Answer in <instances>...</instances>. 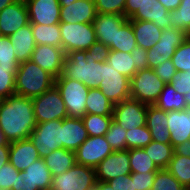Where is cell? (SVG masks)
Instances as JSON below:
<instances>
[{"label":"cell","mask_w":190,"mask_h":190,"mask_svg":"<svg viewBox=\"0 0 190 190\" xmlns=\"http://www.w3.org/2000/svg\"><path fill=\"white\" fill-rule=\"evenodd\" d=\"M33 100L11 95L0 102V130L8 143L29 138L36 127Z\"/></svg>","instance_id":"6da1fadb"},{"label":"cell","mask_w":190,"mask_h":190,"mask_svg":"<svg viewBox=\"0 0 190 190\" xmlns=\"http://www.w3.org/2000/svg\"><path fill=\"white\" fill-rule=\"evenodd\" d=\"M104 62H95L87 51L74 50L66 54L62 76L99 88L103 81Z\"/></svg>","instance_id":"7a4b0ae2"},{"label":"cell","mask_w":190,"mask_h":190,"mask_svg":"<svg viewBox=\"0 0 190 190\" xmlns=\"http://www.w3.org/2000/svg\"><path fill=\"white\" fill-rule=\"evenodd\" d=\"M55 85V78L31 60L21 62L15 74V94L34 98Z\"/></svg>","instance_id":"3957f363"},{"label":"cell","mask_w":190,"mask_h":190,"mask_svg":"<svg viewBox=\"0 0 190 190\" xmlns=\"http://www.w3.org/2000/svg\"><path fill=\"white\" fill-rule=\"evenodd\" d=\"M130 82V98L146 105L157 102L165 85L151 68L138 71Z\"/></svg>","instance_id":"277c9868"},{"label":"cell","mask_w":190,"mask_h":190,"mask_svg":"<svg viewBox=\"0 0 190 190\" xmlns=\"http://www.w3.org/2000/svg\"><path fill=\"white\" fill-rule=\"evenodd\" d=\"M55 86L61 93L68 117L82 118L86 114L85 101L89 88L82 82L62 75L55 79Z\"/></svg>","instance_id":"5b68a950"},{"label":"cell","mask_w":190,"mask_h":190,"mask_svg":"<svg viewBox=\"0 0 190 190\" xmlns=\"http://www.w3.org/2000/svg\"><path fill=\"white\" fill-rule=\"evenodd\" d=\"M95 169L75 163L52 178L50 190H89L96 185Z\"/></svg>","instance_id":"8992f818"},{"label":"cell","mask_w":190,"mask_h":190,"mask_svg":"<svg viewBox=\"0 0 190 190\" xmlns=\"http://www.w3.org/2000/svg\"><path fill=\"white\" fill-rule=\"evenodd\" d=\"M59 26L65 54L74 50L87 51L97 41L92 23L60 22Z\"/></svg>","instance_id":"52a82bcc"},{"label":"cell","mask_w":190,"mask_h":190,"mask_svg":"<svg viewBox=\"0 0 190 190\" xmlns=\"http://www.w3.org/2000/svg\"><path fill=\"white\" fill-rule=\"evenodd\" d=\"M34 115L37 123L51 120H62L68 117V112L60 91L54 85L48 91L32 98Z\"/></svg>","instance_id":"ba28073f"},{"label":"cell","mask_w":190,"mask_h":190,"mask_svg":"<svg viewBox=\"0 0 190 190\" xmlns=\"http://www.w3.org/2000/svg\"><path fill=\"white\" fill-rule=\"evenodd\" d=\"M29 139L35 145L41 158L62 148V120L37 123Z\"/></svg>","instance_id":"9c48e42d"},{"label":"cell","mask_w":190,"mask_h":190,"mask_svg":"<svg viewBox=\"0 0 190 190\" xmlns=\"http://www.w3.org/2000/svg\"><path fill=\"white\" fill-rule=\"evenodd\" d=\"M188 37L184 31L176 28H166L162 30L160 40L148 50V68L154 69L160 63L171 60L175 50Z\"/></svg>","instance_id":"30bf717a"},{"label":"cell","mask_w":190,"mask_h":190,"mask_svg":"<svg viewBox=\"0 0 190 190\" xmlns=\"http://www.w3.org/2000/svg\"><path fill=\"white\" fill-rule=\"evenodd\" d=\"M52 178L44 159L40 158L24 171H19L16 187L11 190H50Z\"/></svg>","instance_id":"8fae6325"},{"label":"cell","mask_w":190,"mask_h":190,"mask_svg":"<svg viewBox=\"0 0 190 190\" xmlns=\"http://www.w3.org/2000/svg\"><path fill=\"white\" fill-rule=\"evenodd\" d=\"M148 105L129 98L114 104L113 120L125 129H133L146 125Z\"/></svg>","instance_id":"7c38bea8"},{"label":"cell","mask_w":190,"mask_h":190,"mask_svg":"<svg viewBox=\"0 0 190 190\" xmlns=\"http://www.w3.org/2000/svg\"><path fill=\"white\" fill-rule=\"evenodd\" d=\"M112 152L105 136H88L75 151L76 163L95 169Z\"/></svg>","instance_id":"4fadbf2b"},{"label":"cell","mask_w":190,"mask_h":190,"mask_svg":"<svg viewBox=\"0 0 190 190\" xmlns=\"http://www.w3.org/2000/svg\"><path fill=\"white\" fill-rule=\"evenodd\" d=\"M130 79L104 62L103 81L99 89L113 103L117 104L130 98Z\"/></svg>","instance_id":"5bb4252c"},{"label":"cell","mask_w":190,"mask_h":190,"mask_svg":"<svg viewBox=\"0 0 190 190\" xmlns=\"http://www.w3.org/2000/svg\"><path fill=\"white\" fill-rule=\"evenodd\" d=\"M96 181L108 182L120 175L131 174L129 150L113 151L95 168Z\"/></svg>","instance_id":"9a60e30c"},{"label":"cell","mask_w":190,"mask_h":190,"mask_svg":"<svg viewBox=\"0 0 190 190\" xmlns=\"http://www.w3.org/2000/svg\"><path fill=\"white\" fill-rule=\"evenodd\" d=\"M65 57L62 47L36 45L30 60L56 79L62 74Z\"/></svg>","instance_id":"2e32d148"},{"label":"cell","mask_w":190,"mask_h":190,"mask_svg":"<svg viewBox=\"0 0 190 190\" xmlns=\"http://www.w3.org/2000/svg\"><path fill=\"white\" fill-rule=\"evenodd\" d=\"M31 24L53 25L60 23L59 0H24Z\"/></svg>","instance_id":"e0dca14e"},{"label":"cell","mask_w":190,"mask_h":190,"mask_svg":"<svg viewBox=\"0 0 190 190\" xmlns=\"http://www.w3.org/2000/svg\"><path fill=\"white\" fill-rule=\"evenodd\" d=\"M29 23L25 1L17 0L0 11V36L9 37Z\"/></svg>","instance_id":"ac0fdd59"},{"label":"cell","mask_w":190,"mask_h":190,"mask_svg":"<svg viewBox=\"0 0 190 190\" xmlns=\"http://www.w3.org/2000/svg\"><path fill=\"white\" fill-rule=\"evenodd\" d=\"M128 20L120 14L97 13L92 22L97 41L111 48L115 46L116 31Z\"/></svg>","instance_id":"d6986e66"},{"label":"cell","mask_w":190,"mask_h":190,"mask_svg":"<svg viewBox=\"0 0 190 190\" xmlns=\"http://www.w3.org/2000/svg\"><path fill=\"white\" fill-rule=\"evenodd\" d=\"M97 15L94 0H76L61 6L60 22L92 23Z\"/></svg>","instance_id":"ffe728a7"},{"label":"cell","mask_w":190,"mask_h":190,"mask_svg":"<svg viewBox=\"0 0 190 190\" xmlns=\"http://www.w3.org/2000/svg\"><path fill=\"white\" fill-rule=\"evenodd\" d=\"M167 125L173 147L190 139V107L167 112Z\"/></svg>","instance_id":"44dd1931"},{"label":"cell","mask_w":190,"mask_h":190,"mask_svg":"<svg viewBox=\"0 0 190 190\" xmlns=\"http://www.w3.org/2000/svg\"><path fill=\"white\" fill-rule=\"evenodd\" d=\"M40 155L29 138L10 143L9 162L18 170L24 171Z\"/></svg>","instance_id":"7402d4cb"},{"label":"cell","mask_w":190,"mask_h":190,"mask_svg":"<svg viewBox=\"0 0 190 190\" xmlns=\"http://www.w3.org/2000/svg\"><path fill=\"white\" fill-rule=\"evenodd\" d=\"M88 138L82 118L62 119V148L75 152Z\"/></svg>","instance_id":"603a6c76"},{"label":"cell","mask_w":190,"mask_h":190,"mask_svg":"<svg viewBox=\"0 0 190 190\" xmlns=\"http://www.w3.org/2000/svg\"><path fill=\"white\" fill-rule=\"evenodd\" d=\"M167 122V111L161 110L155 105H148L146 126L150 131L152 141L171 144Z\"/></svg>","instance_id":"cb8c5ba5"},{"label":"cell","mask_w":190,"mask_h":190,"mask_svg":"<svg viewBox=\"0 0 190 190\" xmlns=\"http://www.w3.org/2000/svg\"><path fill=\"white\" fill-rule=\"evenodd\" d=\"M13 44L14 54L19 63L31 59L36 43L33 37L31 23L23 26L18 31L9 36Z\"/></svg>","instance_id":"d4e9b609"},{"label":"cell","mask_w":190,"mask_h":190,"mask_svg":"<svg viewBox=\"0 0 190 190\" xmlns=\"http://www.w3.org/2000/svg\"><path fill=\"white\" fill-rule=\"evenodd\" d=\"M137 46L149 50L162 36V29L150 21L130 20Z\"/></svg>","instance_id":"484cf974"},{"label":"cell","mask_w":190,"mask_h":190,"mask_svg":"<svg viewBox=\"0 0 190 190\" xmlns=\"http://www.w3.org/2000/svg\"><path fill=\"white\" fill-rule=\"evenodd\" d=\"M43 159L52 176L66 172L76 163L75 152L64 148L52 151Z\"/></svg>","instance_id":"4316f807"},{"label":"cell","mask_w":190,"mask_h":190,"mask_svg":"<svg viewBox=\"0 0 190 190\" xmlns=\"http://www.w3.org/2000/svg\"><path fill=\"white\" fill-rule=\"evenodd\" d=\"M36 45L62 47V37L59 24L40 25L31 24Z\"/></svg>","instance_id":"83f0119b"},{"label":"cell","mask_w":190,"mask_h":190,"mask_svg":"<svg viewBox=\"0 0 190 190\" xmlns=\"http://www.w3.org/2000/svg\"><path fill=\"white\" fill-rule=\"evenodd\" d=\"M85 102L86 114L113 115L114 104L99 88H90Z\"/></svg>","instance_id":"f1b7e54d"},{"label":"cell","mask_w":190,"mask_h":190,"mask_svg":"<svg viewBox=\"0 0 190 190\" xmlns=\"http://www.w3.org/2000/svg\"><path fill=\"white\" fill-rule=\"evenodd\" d=\"M154 105L167 112L172 110L182 111L187 107L184 95L177 92L171 84L164 85V88Z\"/></svg>","instance_id":"f546056e"},{"label":"cell","mask_w":190,"mask_h":190,"mask_svg":"<svg viewBox=\"0 0 190 190\" xmlns=\"http://www.w3.org/2000/svg\"><path fill=\"white\" fill-rule=\"evenodd\" d=\"M106 62L118 73L123 74L129 79L138 72L134 66V56H131V53L110 50Z\"/></svg>","instance_id":"4dcf8cb0"},{"label":"cell","mask_w":190,"mask_h":190,"mask_svg":"<svg viewBox=\"0 0 190 190\" xmlns=\"http://www.w3.org/2000/svg\"><path fill=\"white\" fill-rule=\"evenodd\" d=\"M143 149L159 169H166L174 155L172 144L151 141Z\"/></svg>","instance_id":"1f68e13d"},{"label":"cell","mask_w":190,"mask_h":190,"mask_svg":"<svg viewBox=\"0 0 190 190\" xmlns=\"http://www.w3.org/2000/svg\"><path fill=\"white\" fill-rule=\"evenodd\" d=\"M166 169L186 189H190V157L174 154Z\"/></svg>","instance_id":"d6a6232c"},{"label":"cell","mask_w":190,"mask_h":190,"mask_svg":"<svg viewBox=\"0 0 190 190\" xmlns=\"http://www.w3.org/2000/svg\"><path fill=\"white\" fill-rule=\"evenodd\" d=\"M130 167L133 173L157 172L159 168L143 148L129 149Z\"/></svg>","instance_id":"836d02e7"},{"label":"cell","mask_w":190,"mask_h":190,"mask_svg":"<svg viewBox=\"0 0 190 190\" xmlns=\"http://www.w3.org/2000/svg\"><path fill=\"white\" fill-rule=\"evenodd\" d=\"M137 47L132 24L128 19L121 27L116 31L115 46H112L110 50L120 51L124 53H131V51Z\"/></svg>","instance_id":"e575fe53"},{"label":"cell","mask_w":190,"mask_h":190,"mask_svg":"<svg viewBox=\"0 0 190 190\" xmlns=\"http://www.w3.org/2000/svg\"><path fill=\"white\" fill-rule=\"evenodd\" d=\"M113 120V115L85 114L82 117L88 136H104Z\"/></svg>","instance_id":"d590c367"},{"label":"cell","mask_w":190,"mask_h":190,"mask_svg":"<svg viewBox=\"0 0 190 190\" xmlns=\"http://www.w3.org/2000/svg\"><path fill=\"white\" fill-rule=\"evenodd\" d=\"M155 0H126L125 17L129 20L149 21V12Z\"/></svg>","instance_id":"8d00e7d4"},{"label":"cell","mask_w":190,"mask_h":190,"mask_svg":"<svg viewBox=\"0 0 190 190\" xmlns=\"http://www.w3.org/2000/svg\"><path fill=\"white\" fill-rule=\"evenodd\" d=\"M170 23L190 35V0H181L178 8L170 11Z\"/></svg>","instance_id":"74e56055"},{"label":"cell","mask_w":190,"mask_h":190,"mask_svg":"<svg viewBox=\"0 0 190 190\" xmlns=\"http://www.w3.org/2000/svg\"><path fill=\"white\" fill-rule=\"evenodd\" d=\"M18 66H0V99L15 94V74Z\"/></svg>","instance_id":"f35d334b"},{"label":"cell","mask_w":190,"mask_h":190,"mask_svg":"<svg viewBox=\"0 0 190 190\" xmlns=\"http://www.w3.org/2000/svg\"><path fill=\"white\" fill-rule=\"evenodd\" d=\"M125 137L128 150L132 148H143L152 141V136L146 125L131 130L128 129Z\"/></svg>","instance_id":"ab89813d"},{"label":"cell","mask_w":190,"mask_h":190,"mask_svg":"<svg viewBox=\"0 0 190 190\" xmlns=\"http://www.w3.org/2000/svg\"><path fill=\"white\" fill-rule=\"evenodd\" d=\"M171 61L177 72L190 73V35L177 47Z\"/></svg>","instance_id":"60d3db41"},{"label":"cell","mask_w":190,"mask_h":190,"mask_svg":"<svg viewBox=\"0 0 190 190\" xmlns=\"http://www.w3.org/2000/svg\"><path fill=\"white\" fill-rule=\"evenodd\" d=\"M126 131L116 121L112 120L108 131L105 133L106 141L110 144L113 151L127 150Z\"/></svg>","instance_id":"b9f144b4"},{"label":"cell","mask_w":190,"mask_h":190,"mask_svg":"<svg viewBox=\"0 0 190 190\" xmlns=\"http://www.w3.org/2000/svg\"><path fill=\"white\" fill-rule=\"evenodd\" d=\"M151 190H188L167 169H159Z\"/></svg>","instance_id":"7bdbcfd3"},{"label":"cell","mask_w":190,"mask_h":190,"mask_svg":"<svg viewBox=\"0 0 190 190\" xmlns=\"http://www.w3.org/2000/svg\"><path fill=\"white\" fill-rule=\"evenodd\" d=\"M149 12V21L163 29L173 28L170 23V12L158 1L153 3Z\"/></svg>","instance_id":"ee69618b"},{"label":"cell","mask_w":190,"mask_h":190,"mask_svg":"<svg viewBox=\"0 0 190 190\" xmlns=\"http://www.w3.org/2000/svg\"><path fill=\"white\" fill-rule=\"evenodd\" d=\"M8 36H0V66H19Z\"/></svg>","instance_id":"f6af8a7d"},{"label":"cell","mask_w":190,"mask_h":190,"mask_svg":"<svg viewBox=\"0 0 190 190\" xmlns=\"http://www.w3.org/2000/svg\"><path fill=\"white\" fill-rule=\"evenodd\" d=\"M97 13L125 16L126 0H94Z\"/></svg>","instance_id":"bcb514c9"},{"label":"cell","mask_w":190,"mask_h":190,"mask_svg":"<svg viewBox=\"0 0 190 190\" xmlns=\"http://www.w3.org/2000/svg\"><path fill=\"white\" fill-rule=\"evenodd\" d=\"M19 171L10 163L0 167V190H11L16 187Z\"/></svg>","instance_id":"7dc6e473"},{"label":"cell","mask_w":190,"mask_h":190,"mask_svg":"<svg viewBox=\"0 0 190 190\" xmlns=\"http://www.w3.org/2000/svg\"><path fill=\"white\" fill-rule=\"evenodd\" d=\"M156 172L149 173H133L131 178L134 181L136 190H151L154 183Z\"/></svg>","instance_id":"c3c4849f"},{"label":"cell","mask_w":190,"mask_h":190,"mask_svg":"<svg viewBox=\"0 0 190 190\" xmlns=\"http://www.w3.org/2000/svg\"><path fill=\"white\" fill-rule=\"evenodd\" d=\"M153 71L165 84H170L174 75L177 73L171 60H167L163 64L160 63Z\"/></svg>","instance_id":"681fc988"},{"label":"cell","mask_w":190,"mask_h":190,"mask_svg":"<svg viewBox=\"0 0 190 190\" xmlns=\"http://www.w3.org/2000/svg\"><path fill=\"white\" fill-rule=\"evenodd\" d=\"M170 84L182 95H185L187 92L190 93V73L184 71L177 72Z\"/></svg>","instance_id":"f907efd6"},{"label":"cell","mask_w":190,"mask_h":190,"mask_svg":"<svg viewBox=\"0 0 190 190\" xmlns=\"http://www.w3.org/2000/svg\"><path fill=\"white\" fill-rule=\"evenodd\" d=\"M110 48L102 42L96 41L88 50L87 53L93 57L95 62H106L109 56Z\"/></svg>","instance_id":"816d5d0a"},{"label":"cell","mask_w":190,"mask_h":190,"mask_svg":"<svg viewBox=\"0 0 190 190\" xmlns=\"http://www.w3.org/2000/svg\"><path fill=\"white\" fill-rule=\"evenodd\" d=\"M114 190H136L134 181L129 175H120L107 182Z\"/></svg>","instance_id":"f5cc1de1"},{"label":"cell","mask_w":190,"mask_h":190,"mask_svg":"<svg viewBox=\"0 0 190 190\" xmlns=\"http://www.w3.org/2000/svg\"><path fill=\"white\" fill-rule=\"evenodd\" d=\"M147 52L148 50L140 48L138 46L131 51V56H134V66L137 71L148 68Z\"/></svg>","instance_id":"db71d44e"},{"label":"cell","mask_w":190,"mask_h":190,"mask_svg":"<svg viewBox=\"0 0 190 190\" xmlns=\"http://www.w3.org/2000/svg\"><path fill=\"white\" fill-rule=\"evenodd\" d=\"M174 154L190 157V139L174 147Z\"/></svg>","instance_id":"11a10c76"},{"label":"cell","mask_w":190,"mask_h":190,"mask_svg":"<svg viewBox=\"0 0 190 190\" xmlns=\"http://www.w3.org/2000/svg\"><path fill=\"white\" fill-rule=\"evenodd\" d=\"M10 143L0 145V167L9 162Z\"/></svg>","instance_id":"9f6ffc18"},{"label":"cell","mask_w":190,"mask_h":190,"mask_svg":"<svg viewBox=\"0 0 190 190\" xmlns=\"http://www.w3.org/2000/svg\"><path fill=\"white\" fill-rule=\"evenodd\" d=\"M162 4L168 12L175 10L181 3V0H155Z\"/></svg>","instance_id":"6f0895ef"},{"label":"cell","mask_w":190,"mask_h":190,"mask_svg":"<svg viewBox=\"0 0 190 190\" xmlns=\"http://www.w3.org/2000/svg\"><path fill=\"white\" fill-rule=\"evenodd\" d=\"M97 190H114L107 182L97 181Z\"/></svg>","instance_id":"680465c9"},{"label":"cell","mask_w":190,"mask_h":190,"mask_svg":"<svg viewBox=\"0 0 190 190\" xmlns=\"http://www.w3.org/2000/svg\"><path fill=\"white\" fill-rule=\"evenodd\" d=\"M17 0H0V11Z\"/></svg>","instance_id":"91938a15"},{"label":"cell","mask_w":190,"mask_h":190,"mask_svg":"<svg viewBox=\"0 0 190 190\" xmlns=\"http://www.w3.org/2000/svg\"><path fill=\"white\" fill-rule=\"evenodd\" d=\"M184 99H185V102L187 104V107H190V93L187 92L185 95H184Z\"/></svg>","instance_id":"94428289"},{"label":"cell","mask_w":190,"mask_h":190,"mask_svg":"<svg viewBox=\"0 0 190 190\" xmlns=\"http://www.w3.org/2000/svg\"><path fill=\"white\" fill-rule=\"evenodd\" d=\"M7 143L6 139L4 138L3 132L0 130V145H5Z\"/></svg>","instance_id":"6125c7cd"},{"label":"cell","mask_w":190,"mask_h":190,"mask_svg":"<svg viewBox=\"0 0 190 190\" xmlns=\"http://www.w3.org/2000/svg\"><path fill=\"white\" fill-rule=\"evenodd\" d=\"M76 0H59L60 6H65L67 3H73Z\"/></svg>","instance_id":"be15d7a7"},{"label":"cell","mask_w":190,"mask_h":190,"mask_svg":"<svg viewBox=\"0 0 190 190\" xmlns=\"http://www.w3.org/2000/svg\"><path fill=\"white\" fill-rule=\"evenodd\" d=\"M89 190H97V182H96V185L93 188L89 189Z\"/></svg>","instance_id":"e7e4bbea"}]
</instances>
